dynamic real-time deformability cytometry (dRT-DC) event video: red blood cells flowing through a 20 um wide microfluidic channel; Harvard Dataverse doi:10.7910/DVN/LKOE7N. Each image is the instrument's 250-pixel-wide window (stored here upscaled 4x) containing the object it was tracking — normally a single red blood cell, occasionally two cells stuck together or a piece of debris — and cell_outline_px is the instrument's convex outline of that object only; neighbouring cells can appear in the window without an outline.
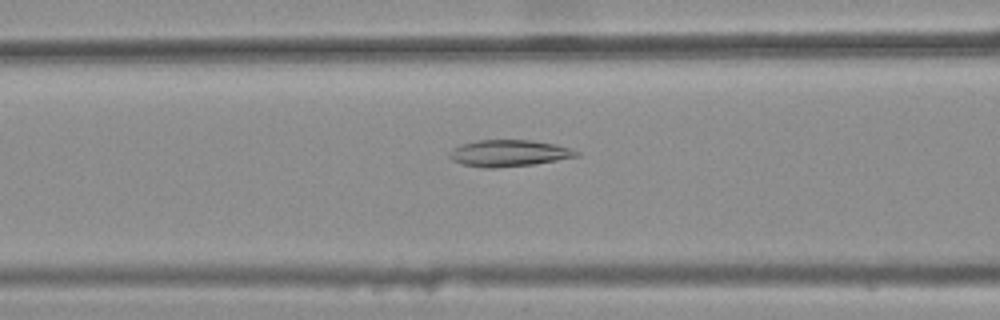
{"species": "common noctule bat (a hibernating species)", "species_latin": "Nyctalus noctula", "temperature_condition": "warm", "stored_images_in_passage": 34, "camera_frame_rate_fps": 3000, "um_per_image_px": 0.085, "animal": {"sex": "female", "body_mass_g": 25.1}, "frame": {"image": 1, "passage_image": 8, "time_ms": 2.333, "image_size_px": [1000, 320], "cell_outline_px": [[580, 156], [536, 164], [496, 168], [484, 168], [464, 164], [452, 160], [448, 156], [448, 152], [452, 148], [460, 144], [476, 140], [532, 140], [556, 144], [580, 152]], "centroid_in_image_um": [43.24, 13.02], "position_along_channel_um": 123.4, "area_um2": 19.88}}
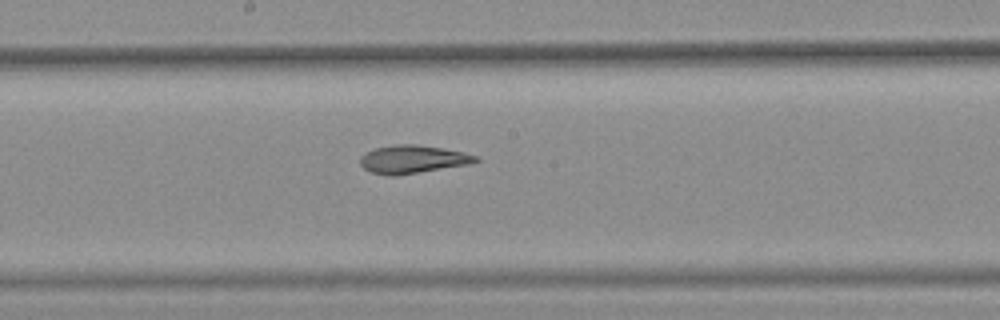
{"frame": {"image": 2, "passage_image": 15, "time_ms": 4.667, "image_size_px": [1000, 320], "cell_outline_px": [[480, 160], [468, 164], [396, 176], [388, 176], [372, 172], [364, 168], [360, 164], [360, 156], [376, 148], [396, 144], [416, 144], [464, 152], [480, 156]], "centroid_in_image_um": [35.09, 13.54], "position_along_channel_um": 213.1, "area_um2": 18.79}}
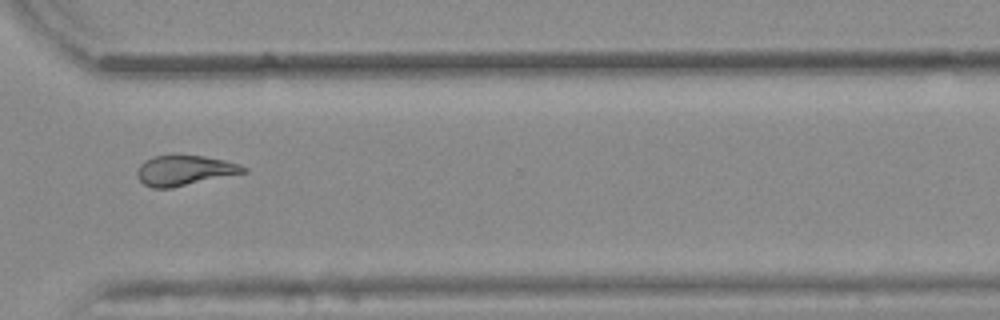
{"frame": {"image": 3, "passage_image": 26, "time_ms": 8.333, "image_size_px": [1000, 320], "cell_outline_px": [[248, 172], [172, 188], [152, 188], [144, 184], [136, 176], [136, 172], [140, 164], [144, 160], [152, 156], [204, 156], [224, 160], [240, 164], [248, 168]], "centroid_in_image_um": [15.69, 14.5], "position_along_channel_um": 354.9, "area_um2": 18.73}, "authors_computed_cell_mechanics": {"area_um2": 18.7561, "velocity_mm_per_s": 3.8539, "shape_relaxation_time_tau1_ms": null, "shape_relaxation_time_tau2_ms": 3.1206, "deformation_change_tau1": null, "deformation_change_tau2": 0.1187}}